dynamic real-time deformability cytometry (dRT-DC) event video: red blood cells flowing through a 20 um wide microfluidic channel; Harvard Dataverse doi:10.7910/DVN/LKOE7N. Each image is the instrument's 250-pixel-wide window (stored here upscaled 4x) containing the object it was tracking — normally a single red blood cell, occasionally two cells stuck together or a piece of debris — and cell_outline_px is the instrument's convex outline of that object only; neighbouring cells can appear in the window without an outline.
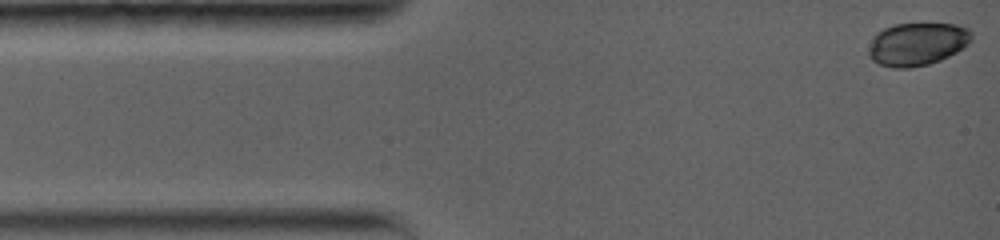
{"species": "common noctule bat (a hibernating species)", "species_latin": "Nyctalus noctula", "temperature_condition": "warm", "stored_images_in_passage": 9, "camera_frame_rate_fps": 5000, "um_per_image_px": 0.085, "animal": {"sex": "female", "body_mass_g": 19.0, "forearm_length_mm": 56.7}, "frame": {"image": 1, "passage_image": 1, "time_ms": 0.0, "image_size_px": [1000, 240], "cell_outline_px": [[972, 40], [964, 48], [940, 60], [928, 64], [912, 68], [892, 68], [880, 64], [872, 60], [868, 56], [868, 52], [872, 40], [876, 32], [884, 28], [896, 24], [956, 24], [968, 28], [972, 32]], "centroid_in_image_um": [77.97, 3.75], "position_along_channel_um": 7.0, "area_um2": 25.84}}
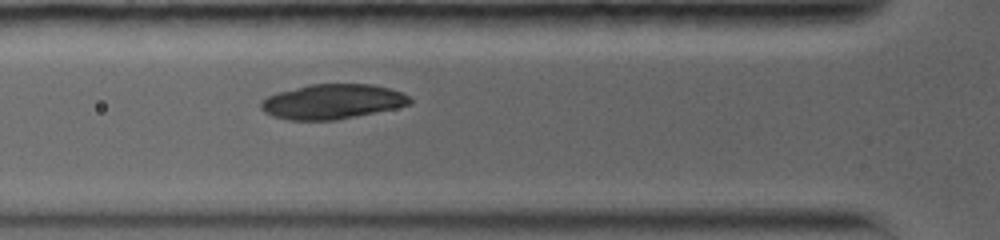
{"frame": {"image": 2, "passage_image": 6, "time_ms": 4.4, "image_size_px": [1000, 240], "cell_outline_px": [[412, 104], [396, 108], [336, 120], [292, 120], [272, 116], [264, 112], [260, 108], [260, 100], [268, 96], [280, 92], [308, 84], [372, 84], [388, 88], [400, 92], [408, 96], [412, 100]], "centroid_in_image_um": [28.24, 8.64], "position_along_channel_um": 97.6, "area_um2": 30.17}}
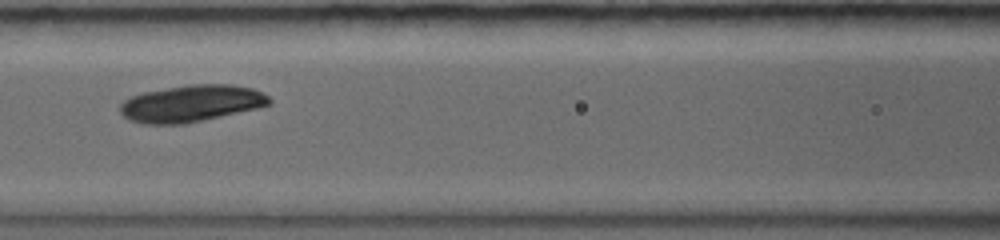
{"frame": {"image": 3, "passage_image": 8, "time_ms": 5.8, "image_size_px": [1000, 240], "cell_outline_px": [[272, 104], [256, 108], [184, 124], [144, 124], [128, 120], [120, 112], [120, 104], [124, 100], [132, 96], [144, 92], [188, 84], [232, 84], [252, 88], [268, 96], [272, 100]], "centroid_in_image_um": [16.24, 8.79], "position_along_channel_um": 150.4, "area_um2": 31.91}}